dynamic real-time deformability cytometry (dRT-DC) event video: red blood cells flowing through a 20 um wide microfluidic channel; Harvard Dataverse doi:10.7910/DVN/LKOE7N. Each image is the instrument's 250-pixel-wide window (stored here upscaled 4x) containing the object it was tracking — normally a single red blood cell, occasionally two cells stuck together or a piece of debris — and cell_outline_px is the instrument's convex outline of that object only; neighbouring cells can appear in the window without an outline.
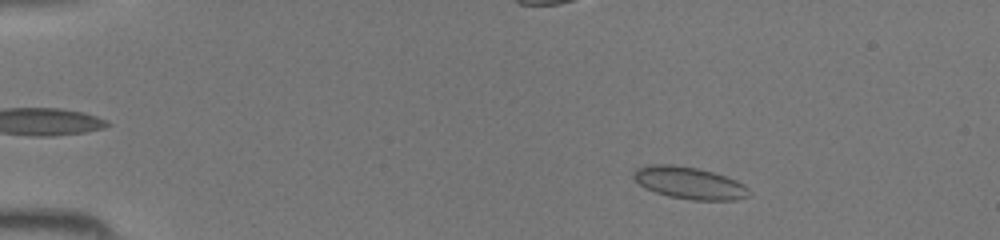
{"species": "common noctule bat (a hibernating species)", "species_latin": "Nyctalus noctula", "temperature_condition": "room temperature", "stored_images_in_passage": 43, "camera_frame_rate_fps": 3000, "um_per_image_px": 0.085, "animal": {"sex": "female", "body_mass_g": 19.5, "forearm_length_mm": 54.1}, "frame": {"image": 1, "passage_image": 6, "time_ms": 1.667, "image_size_px": [1000, 240], "cell_outline_px": [[752, 196], [736, 200], [692, 200], [668, 196], [644, 188], [632, 176], [632, 172], [636, 168], [652, 164], [672, 164], [696, 168], [712, 172], [736, 180], [744, 184], [752, 192]], "centroid_in_image_um": [58.62, 15.56], "position_along_channel_um": 26.4, "area_um2": 21.73}}
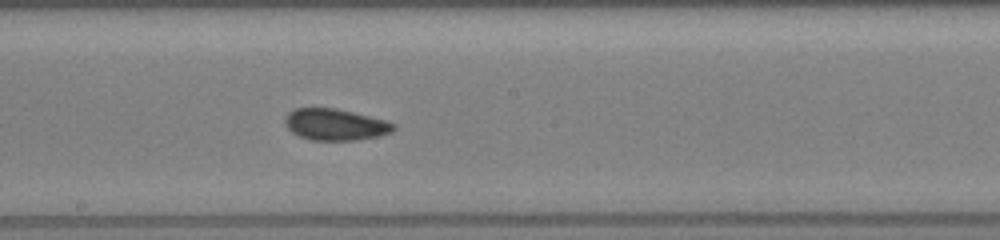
{"frame": {"image": 2, "passage_image": 24, "time_ms": 7.667, "image_size_px": [1000, 240], "cell_outline_px": [[396, 128], [392, 132], [380, 136], [356, 140], [312, 140], [300, 136], [292, 132], [284, 124], [284, 116], [288, 112], [296, 108], [336, 108], [384, 120], [396, 124]], "centroid_in_image_um": [28.49, 10.59], "position_along_channel_um": 219.7, "area_um2": 19.94}}
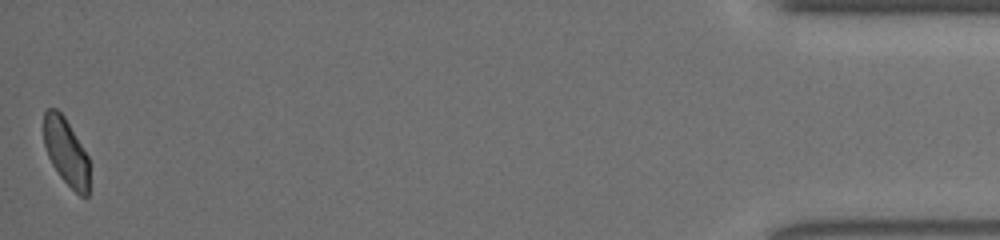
{"frame": {"image": 3, "passage_image": 43, "time_ms": 14.0, "image_size_px": [1000, 240], "cell_outline_px": [[88, 196], [80, 196], [60, 176], [52, 164], [48, 156], [44, 144], [44, 112], [48, 108], [56, 108], [64, 116], [88, 156]], "centroid_in_image_um": [5.6, 12.88], "position_along_channel_um": 429.6, "area_um2": 17.51}}